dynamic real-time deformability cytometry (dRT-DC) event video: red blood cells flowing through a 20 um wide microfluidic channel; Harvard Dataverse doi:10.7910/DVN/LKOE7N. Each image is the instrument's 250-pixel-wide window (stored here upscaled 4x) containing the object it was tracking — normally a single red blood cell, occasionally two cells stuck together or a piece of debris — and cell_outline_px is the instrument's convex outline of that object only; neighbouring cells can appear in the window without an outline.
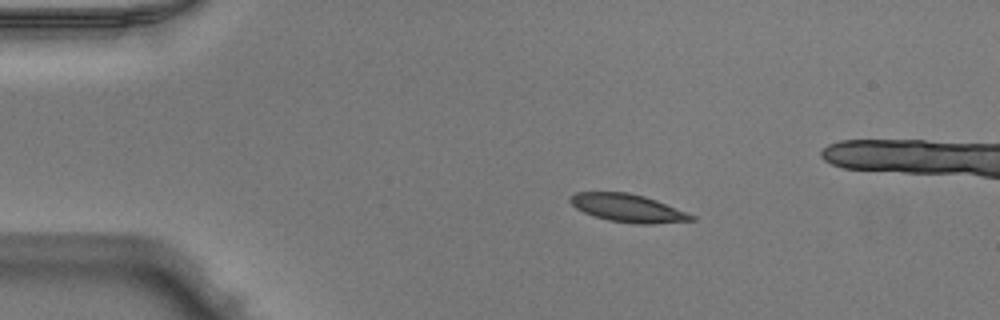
{"species": "Egyptian fruit bat (a non-hibernating species)", "species_latin": "Rousettus aegyptiacus", "temperature_condition": "warm", "stored_images_in_passage": 43, "camera_frame_rate_fps": 3000, "um_per_image_px": 0.085, "animal": {"sex": "male"}, "frame": {"image": 1, "passage_image": 1, "time_ms": 0.0, "image_size_px": [1000, 320], "cell_outline_px": [[696, 220], [652, 224], [636, 224], [608, 220], [584, 212], [576, 208], [568, 200], [576, 192], [628, 192], [644, 196], [656, 200], [696, 216]], "centroid_in_image_um": [53.39, 17.69], "position_along_channel_um": 31.6, "area_um2": 19.59}}
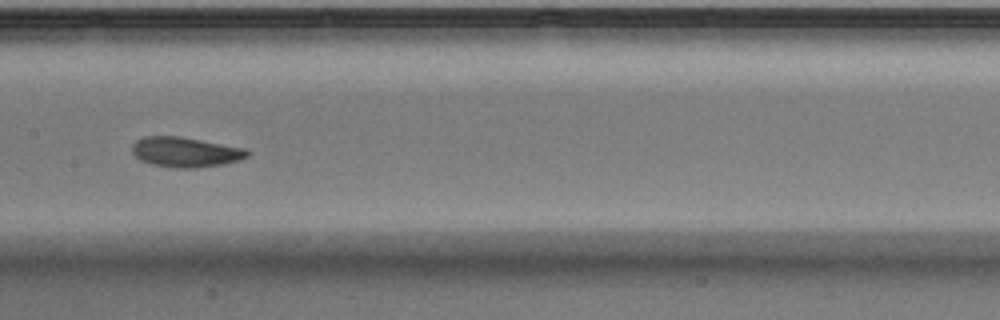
{"frame": {"image": 2, "passage_image": 17, "time_ms": 5.333, "image_size_px": [1000, 320], "cell_outline_px": [[252, 152], [248, 156], [224, 164], [196, 168], [172, 168], [152, 164], [140, 160], [132, 152], [132, 144], [136, 140], [144, 136], [180, 136], [248, 148]], "centroid_in_image_um": [15.78, 12.92], "position_along_channel_um": 191.6, "area_um2": 20.4}}
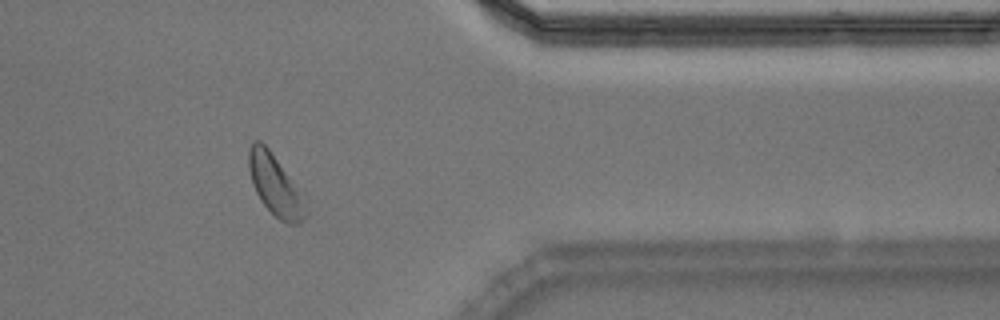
{"frame": {"image": 3, "passage_image": 33, "time_ms": 10.667, "image_size_px": [1000, 320], "cell_outline_px": [[308, 216], [300, 224], [288, 224], [280, 220], [260, 200], [256, 192], [248, 168], [248, 152], [252, 140], [260, 140], [268, 148], [308, 196]], "centroid_in_image_um": [23.5, 15.77], "position_along_channel_um": 387.9, "area_um2": 21.04}}